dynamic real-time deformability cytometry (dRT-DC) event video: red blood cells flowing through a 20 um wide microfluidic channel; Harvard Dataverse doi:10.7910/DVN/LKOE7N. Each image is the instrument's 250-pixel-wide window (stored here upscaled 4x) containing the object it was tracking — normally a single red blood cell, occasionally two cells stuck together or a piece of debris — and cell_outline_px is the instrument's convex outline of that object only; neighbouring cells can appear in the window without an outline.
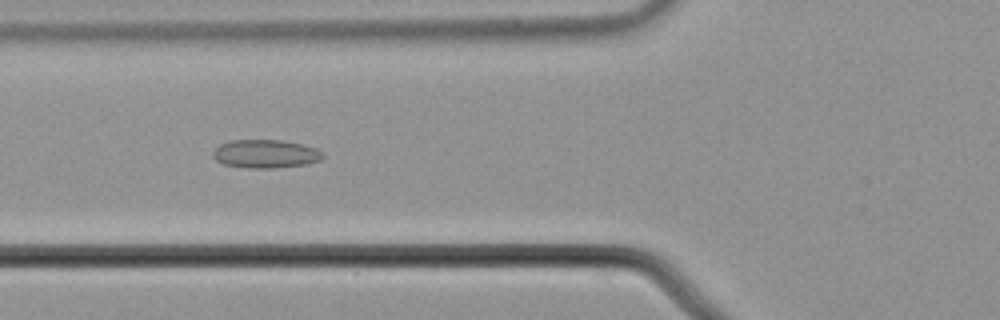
{"species": "common noctule bat (a hibernating species)", "species_latin": "Nyctalus noctula", "temperature_condition": "cold", "stored_images_in_passage": 46, "camera_frame_rate_fps": 3000, "um_per_image_px": 0.085, "animal": {"sex": "male", "body_mass_g": 21.5, "forearm_length_mm": 52.0}, "frame": {"image": 1, "passage_image": 11, "time_ms": 3.333, "image_size_px": [1000, 320], "cell_outline_px": [[324, 156], [320, 160], [308, 164], [272, 168], [248, 168], [224, 164], [216, 160], [212, 156], [212, 152], [220, 144], [232, 140], [280, 140], [300, 144], [316, 148], [324, 152]], "centroid_in_image_um": [22.58, 13.08], "position_along_channel_um": 103.2, "area_um2": 18.15}}
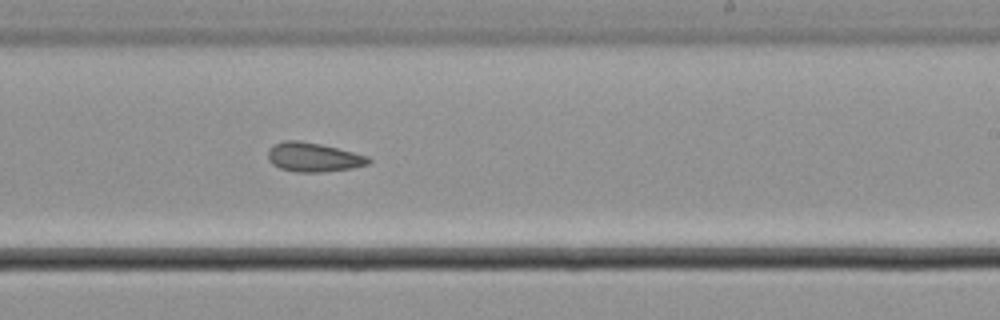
{"frame": {"image": 2, "passage_image": 24, "time_ms": 7.667, "image_size_px": [1000, 320], "cell_outline_px": [[372, 160], [368, 164], [352, 168], [320, 172], [296, 172], [280, 168], [272, 164], [268, 160], [268, 148], [272, 144], [284, 140], [300, 140], [320, 144], [368, 156]], "centroid_in_image_um": [26.59, 13.35], "position_along_channel_um": 262.4, "area_um2": 17.11}}
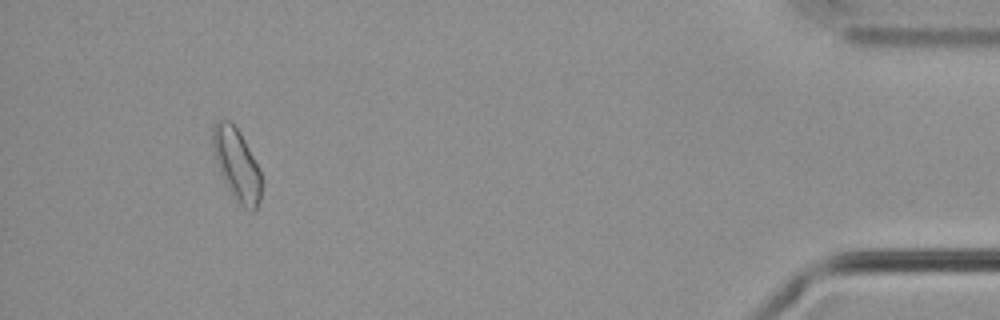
{"frame": {"image": 3, "passage_image": 42, "time_ms": 13.667, "image_size_px": [1000, 320], "cell_outline_px": [[264, 180], [260, 200], [256, 208], [252, 212], [244, 208], [240, 204], [224, 180], [212, 152], [212, 128], [216, 120], [228, 120], [240, 132]], "centroid_in_image_um": [20.13, 13.98], "position_along_channel_um": 415.1, "area_um2": 20.17}, "authors_computed_cell_mechanics": {"area_um2": 17.3111, "velocity_mm_per_s": 3.6732, "shape_relaxation_time_tau1_ms": null, "shape_relaxation_time_tau2_ms": 1.4774, "deformation_change_tau1": null, "deformation_change_tau2": 0.0706}}